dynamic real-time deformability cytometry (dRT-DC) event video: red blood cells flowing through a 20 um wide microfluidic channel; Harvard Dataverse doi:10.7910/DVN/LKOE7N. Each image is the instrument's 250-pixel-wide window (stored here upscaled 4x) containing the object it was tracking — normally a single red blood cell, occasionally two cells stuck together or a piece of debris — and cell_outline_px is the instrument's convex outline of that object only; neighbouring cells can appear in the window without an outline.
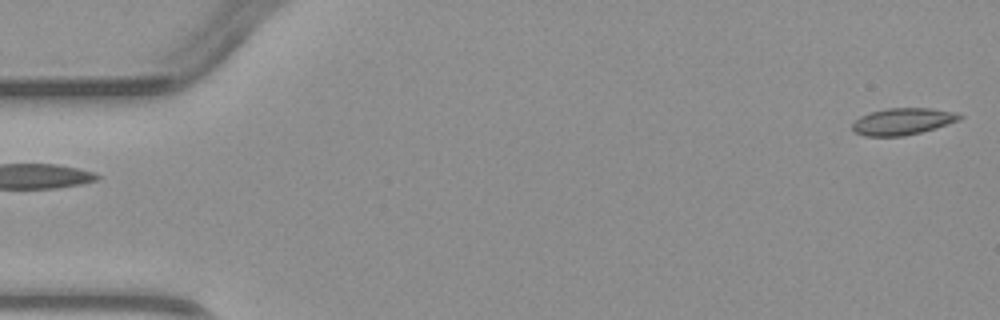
{"species": "common noctule bat (a hibernating species)", "species_latin": "Nyctalus noctula", "temperature_condition": "warm", "stored_images_in_passage": 6, "camera_frame_rate_fps": 3000, "um_per_image_px": 0.085, "animal": {"sex": "male", "body_mass_g": 23.1, "forearm_length_mm": 52.7}, "frame": {"image": 1, "passage_image": 1, "time_ms": 0.0, "image_size_px": [1000, 320], "cell_outline_px": [[964, 116], [960, 120], [936, 128], [904, 136], [864, 136], [856, 132], [852, 128], [852, 124], [860, 116], [872, 112], [888, 108], [932, 108], [960, 112]], "centroid_in_image_um": [76.8, 10.31], "position_along_channel_um": 8.2, "area_um2": 16.82}}
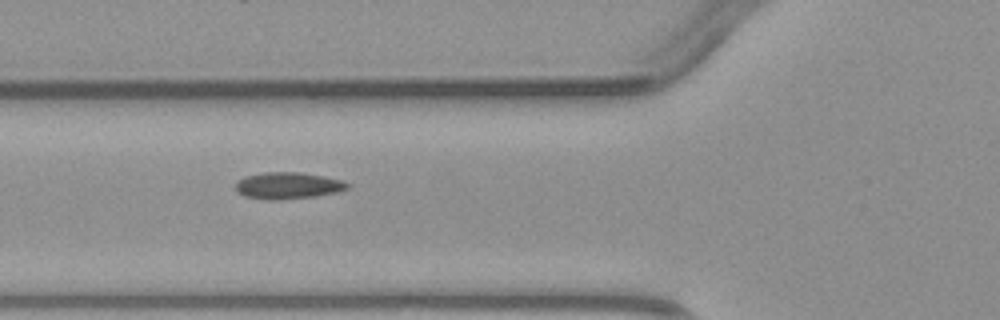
{"frame": {"image": 2, "passage_image": 5, "time_ms": 5.333, "image_size_px": [1000, 320], "cell_outline_px": [[352, 184], [348, 188], [336, 192], [316, 196], [280, 200], [268, 200], [244, 196], [236, 192], [236, 180], [244, 176], [264, 172], [300, 172], [344, 180]], "centroid_in_image_um": [24.46, 15.77], "position_along_channel_um": 101.3, "area_um2": 17.63}}
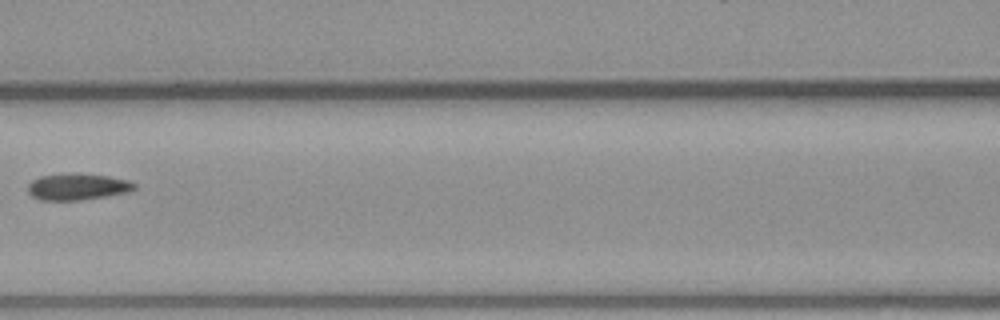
{"frame": {"image": 3, "passage_image": 6, "time_ms": 6.667, "image_size_px": [1000, 320], "cell_outline_px": [[136, 188], [128, 192], [80, 200], [40, 200], [32, 196], [28, 192], [28, 184], [32, 180], [40, 176], [108, 176], [128, 180], [136, 184]], "centroid_in_image_um": [6.58, 15.92], "position_along_channel_um": 160.0, "area_um2": 15.55}}